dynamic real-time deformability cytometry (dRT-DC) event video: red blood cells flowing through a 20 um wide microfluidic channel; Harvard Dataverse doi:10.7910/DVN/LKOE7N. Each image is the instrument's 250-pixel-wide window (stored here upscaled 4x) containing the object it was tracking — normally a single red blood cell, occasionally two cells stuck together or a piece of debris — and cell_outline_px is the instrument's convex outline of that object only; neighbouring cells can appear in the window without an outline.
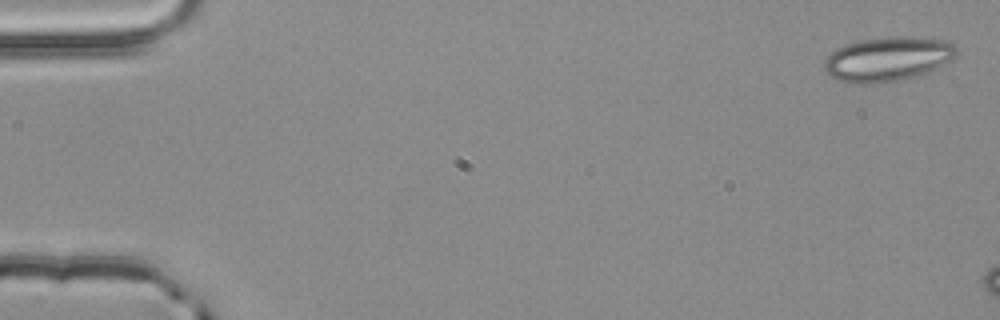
{"species": "common noctule bat (a hibernating species)", "species_latin": "Nyctalus noctula", "temperature_condition": "room temperature", "stored_images_in_passage": 8, "camera_frame_rate_fps": 3000, "um_per_image_px": 0.085, "animal": {"sex": "male", "body_mass_g": 20.4}, "frame": {"image": 1, "passage_image": 1, "time_ms": 0.0, "image_size_px": [1000, 320], "cell_outline_px": [[956, 56], [952, 60], [928, 72], [916, 76], [896, 80], [872, 84], [856, 84], [836, 80], [824, 68], [824, 60], [836, 48], [844, 44], [860, 40], [892, 36], [900, 36], [944, 40], [952, 44], [956, 48]], "centroid_in_image_um": [75.43, 5.02], "position_along_channel_um": 9.6, "area_um2": 34.1}}